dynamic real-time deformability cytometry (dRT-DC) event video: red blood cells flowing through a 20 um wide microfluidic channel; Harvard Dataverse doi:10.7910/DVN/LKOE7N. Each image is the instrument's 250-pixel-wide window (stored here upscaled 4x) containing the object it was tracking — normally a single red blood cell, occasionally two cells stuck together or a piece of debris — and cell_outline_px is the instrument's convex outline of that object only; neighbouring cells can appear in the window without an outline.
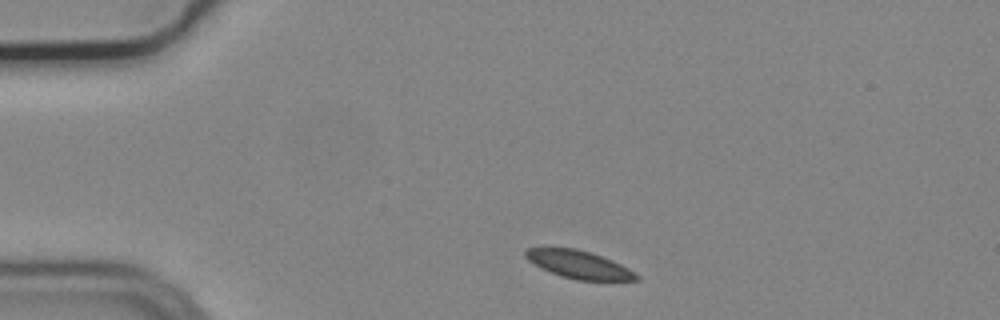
{"species": "common noctule bat (a hibernating species)", "species_latin": "Nyctalus noctula", "temperature_condition": "cold", "stored_images_in_passage": 45, "camera_frame_rate_fps": 3000, "um_per_image_px": 0.085, "animal": {"sex": "male", "body_mass_g": 19.2, "forearm_length_mm": 51.8}, "frame": {"image": 1, "passage_image": 1, "time_ms": 0.0, "image_size_px": [1000, 320], "cell_outline_px": [[640, 280], [576, 280], [540, 268], [528, 260], [524, 256], [524, 252], [528, 248], [576, 248], [600, 256], [620, 264], [628, 268], [640, 276]], "centroid_in_image_um": [49.19, 22.49], "position_along_channel_um": 35.8, "area_um2": 17.63}}
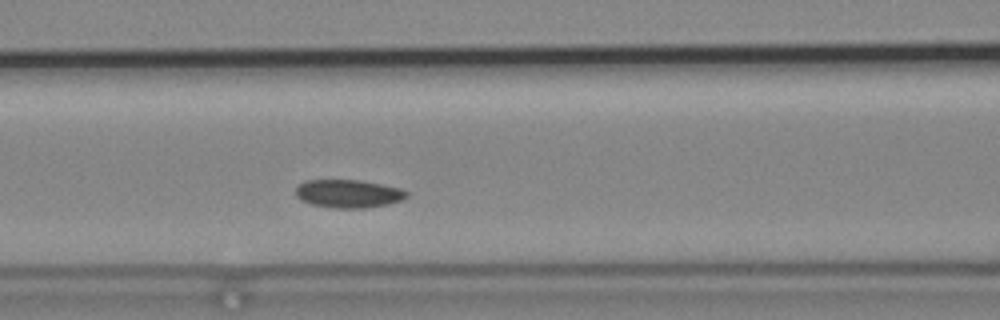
{"frame": {"image": 2, "passage_image": 13, "time_ms": 4.0, "image_size_px": [1000, 320], "cell_outline_px": [[408, 196], [404, 200], [388, 204], [364, 208], [336, 208], [312, 204], [300, 200], [296, 196], [296, 188], [304, 180], [360, 180], [400, 188], [408, 192]], "centroid_in_image_um": [29.62, 16.46], "position_along_channel_um": 137.0, "area_um2": 18.21}}
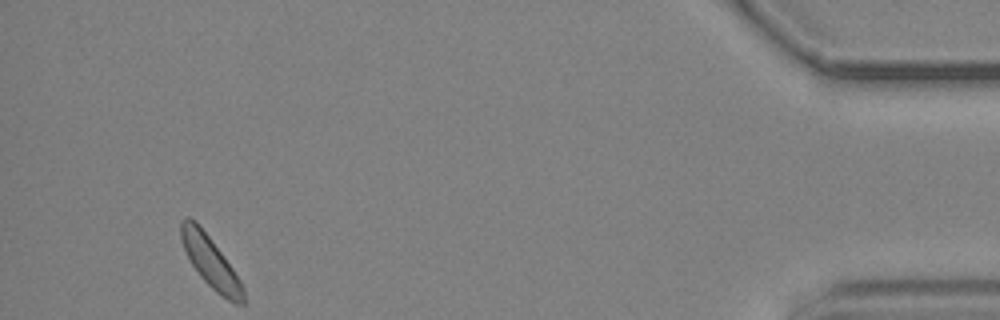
{"frame": {"image": 3, "passage_image": 42, "time_ms": 13.667, "image_size_px": [1000, 320], "cell_outline_px": [[244, 304], [236, 304], [228, 300], [216, 292], [200, 276], [192, 264], [184, 248], [180, 236], [180, 220], [184, 216], [188, 216], [196, 220], [232, 268], [240, 280], [244, 288]], "centroid_in_image_um": [17.87, 22.24], "position_along_channel_um": 417.3, "area_um2": 18.26}, "authors_computed_cell_mechanics": {"area_um2": 18.3226, "velocity_mm_per_s": 3.6459, "shape_relaxation_time_tau1_ms": 6.0197, "shape_relaxation_time_tau2_ms": null, "deformation_change_tau1": 0.0418, "deformation_change_tau2": null}}